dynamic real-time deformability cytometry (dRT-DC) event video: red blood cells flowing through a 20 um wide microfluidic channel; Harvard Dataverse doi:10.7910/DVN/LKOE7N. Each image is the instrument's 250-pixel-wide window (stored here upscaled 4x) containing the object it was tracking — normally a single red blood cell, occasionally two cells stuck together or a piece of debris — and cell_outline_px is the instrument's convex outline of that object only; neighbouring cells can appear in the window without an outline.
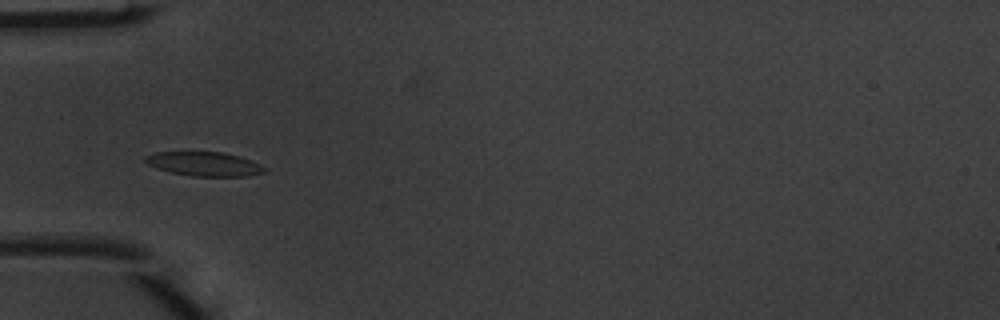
{"species": "common noctule bat (a hibernating species)", "species_latin": "Nyctalus noctula", "temperature_condition": "warm", "stored_images_in_passage": 7, "camera_frame_rate_fps": 3000, "um_per_image_px": 0.085, "animal": {"sex": "male", "body_mass_g": 20.1, "forearm_length_mm": 53.5}, "frame": {"image": 1, "passage_image": 5, "time_ms": 1.333, "image_size_px": [1000, 320], "cell_outline_px": [[268, 172], [248, 176], [192, 176], [168, 172], [156, 168], [148, 164], [144, 160], [144, 156], [156, 152], [224, 152], [240, 156], [268, 168]], "centroid_in_image_um": [17.38, 13.94], "position_along_channel_um": 67.6, "area_um2": 16.94}}
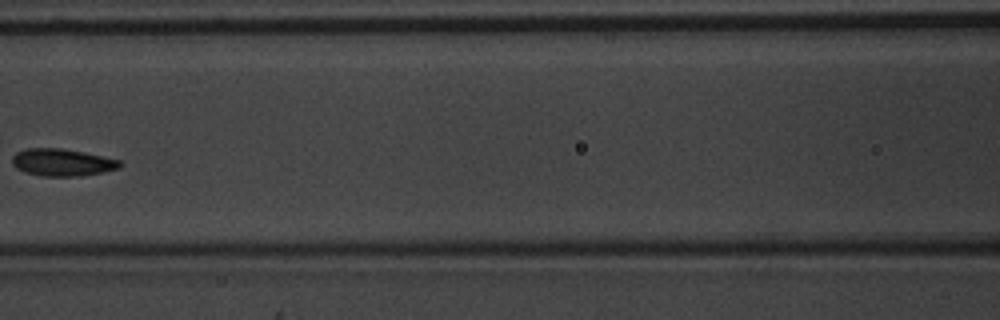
{"frame": {"image": 2, "passage_image": 7, "time_ms": 2.0, "image_size_px": [1000, 320], "cell_outline_px": [[120, 168], [80, 176], [40, 176], [24, 172], [16, 168], [12, 164], [12, 156], [16, 152], [24, 148], [60, 148], [84, 152], [120, 160]], "centroid_in_image_um": [5.23, 13.8], "position_along_channel_um": 161.4, "area_um2": 17.11}}